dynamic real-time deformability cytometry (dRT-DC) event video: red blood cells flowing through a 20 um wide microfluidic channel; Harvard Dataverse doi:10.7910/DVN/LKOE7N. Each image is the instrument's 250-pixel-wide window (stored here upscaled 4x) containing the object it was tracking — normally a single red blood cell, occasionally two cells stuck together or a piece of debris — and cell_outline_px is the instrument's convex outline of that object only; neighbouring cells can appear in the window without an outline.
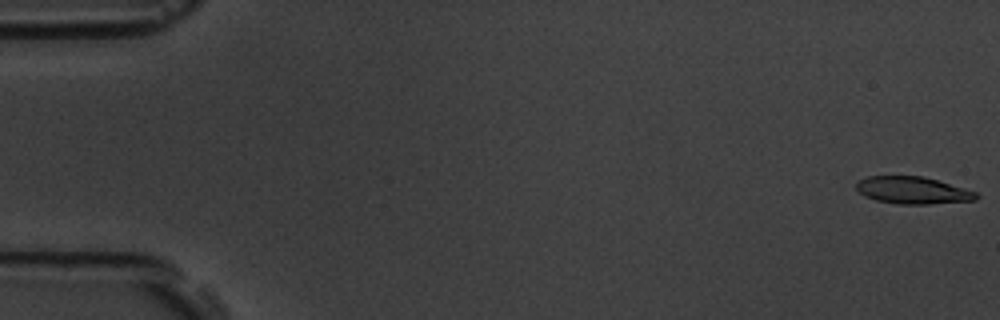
{"species": "common noctule bat (a hibernating species)", "species_latin": "Nyctalus noctula", "temperature_condition": "room temperature", "stored_images_in_passage": 55, "camera_frame_rate_fps": 3000, "um_per_image_px": 0.085, "animal": {"sex": "male", "body_mass_g": 19.5, "forearm_length_mm": 54.6}, "frame": {"image": 1, "passage_image": 1, "time_ms": 0.0, "image_size_px": [1000, 320], "cell_outline_px": [[980, 196], [976, 200], [928, 204], [896, 204], [876, 200], [864, 196], [856, 188], [856, 184], [860, 180], [868, 176], [924, 176], [964, 188], [976, 192]], "centroid_in_image_um": [77.59, 16.18], "position_along_channel_um": 7.4, "area_um2": 18.96}}
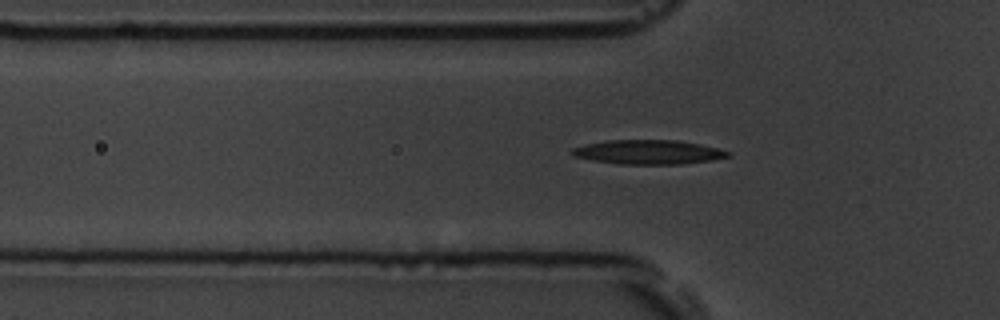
{"frame": {"image": 2, "passage_image": 18, "time_ms": 5.667, "image_size_px": [1000, 320], "cell_outline_px": [[732, 156], [712, 160], [680, 164], [620, 164], [592, 160], [572, 156], [572, 148], [588, 144], [608, 140], [676, 140], [700, 144], [732, 152]], "centroid_in_image_um": [55.14, 12.93], "position_along_channel_um": 70.7, "area_um2": 21.96}}
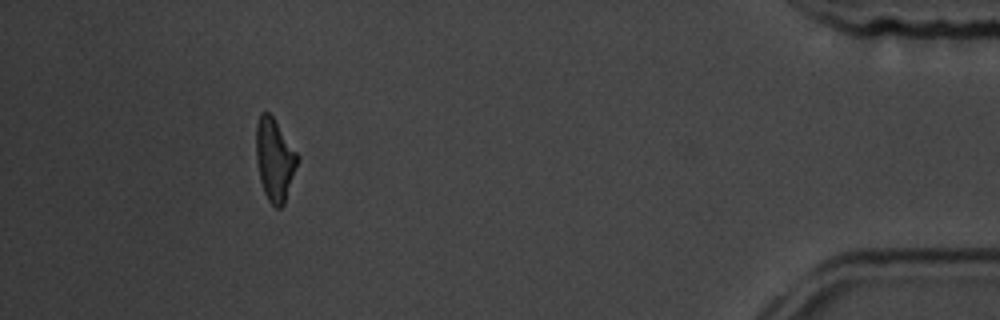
{"frame": {"image": 3, "passage_image": 50, "time_ms": 16.333, "image_size_px": [1000, 320], "cell_outline_px": [[300, 156], [284, 204], [280, 208], [276, 208], [268, 200], [264, 192], [260, 180], [256, 160], [256, 124], [260, 112], [268, 112], [272, 116]], "centroid_in_image_um": [23.34, 13.56], "position_along_channel_um": 411.9, "area_um2": 19.83}, "authors_computed_cell_mechanics": {"area_um2": 20.7502, "velocity_mm_per_s": 3.7699, "shape_relaxation_time_tau1_ms": 4.6767, "shape_relaxation_time_tau2_ms": 5.3595, "deformation_change_tau1": 0.1511, "deformation_change_tau2": 0.1615}}